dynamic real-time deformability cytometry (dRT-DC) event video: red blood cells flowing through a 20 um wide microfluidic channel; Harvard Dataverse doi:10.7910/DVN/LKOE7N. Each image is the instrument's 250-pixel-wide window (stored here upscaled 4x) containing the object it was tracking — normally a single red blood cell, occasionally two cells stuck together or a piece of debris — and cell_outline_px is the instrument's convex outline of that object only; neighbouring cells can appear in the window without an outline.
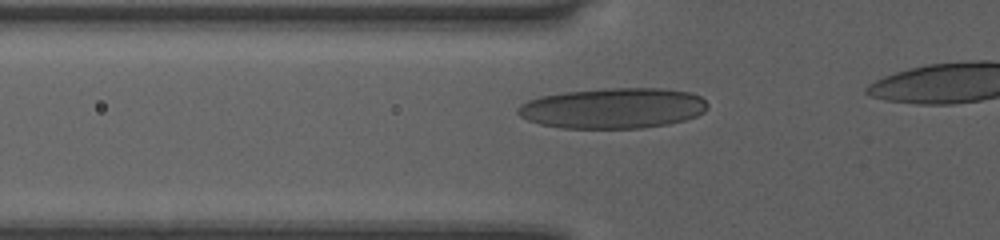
{"species": "human", "species_latin": "Homo sapiens", "temperature_condition": "room temperature", "stored_images_in_passage": 38, "camera_frame_rate_fps": 3000, "um_per_image_px": 0.085, "donor": {"sex": "female"}, "frame": {"image": 1, "passage_image": 12, "time_ms": 3.667, "image_size_px": [1000, 240], "cell_outline_px": [[708, 108], [704, 112], [696, 116], [684, 120], [668, 124], [640, 128], [560, 128], [540, 124], [528, 120], [520, 116], [516, 112], [516, 108], [520, 104], [528, 100], [540, 96], [564, 92], [604, 88], [664, 88], [692, 92], [700, 96], [708, 104]], "centroid_in_image_um": [52.11, 9.19], "position_along_channel_um": 73.7, "area_um2": 45.14}}
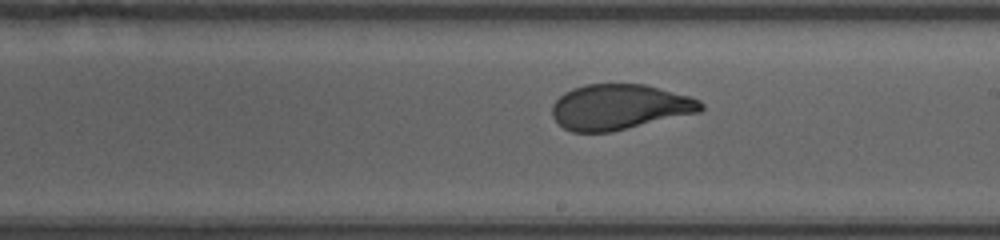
{"frame": {"image": 2, "passage_image": 24, "time_ms": 7.667, "image_size_px": [1000, 240], "cell_outline_px": [[704, 108], [700, 112], [612, 132], [572, 132], [564, 128], [552, 116], [552, 104], [564, 92], [572, 88], [588, 84], [644, 84], [688, 96], [700, 100], [704, 104]], "centroid_in_image_um": [52.65, 9.1], "position_along_channel_um": 236.3, "area_um2": 39.3}}
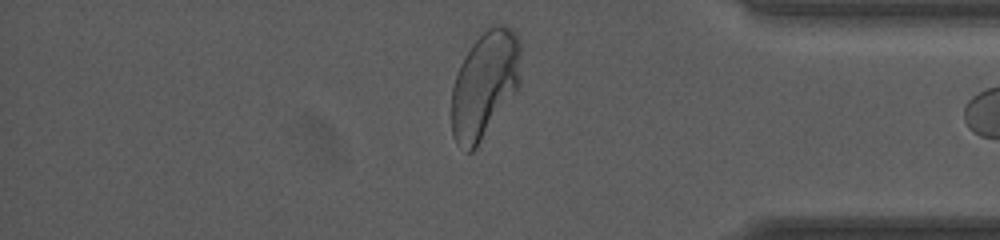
{"frame": {"image": 3, "passage_image": 37, "time_ms": 12.0, "image_size_px": [1000, 240], "cell_outline_px": [[520, 84], [516, 92], [476, 148], [472, 152], [464, 152], [456, 144], [452, 136], [452, 88], [456, 72], [464, 56], [472, 44], [492, 24], [504, 24], [512, 28], [516, 32], [520, 40]], "centroid_in_image_um": [41.2, 7.19], "position_along_channel_um": 394.0, "area_um2": 43.64}}